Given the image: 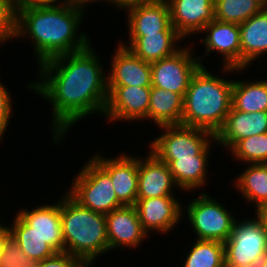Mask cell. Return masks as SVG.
Segmentation results:
<instances>
[{
  "label": "cell",
  "mask_w": 267,
  "mask_h": 267,
  "mask_svg": "<svg viewBox=\"0 0 267 267\" xmlns=\"http://www.w3.org/2000/svg\"><path fill=\"white\" fill-rule=\"evenodd\" d=\"M145 159L138 157L137 199L174 196L171 189L177 187V184L168 165L151 151Z\"/></svg>",
  "instance_id": "e0dca14e"
},
{
  "label": "cell",
  "mask_w": 267,
  "mask_h": 267,
  "mask_svg": "<svg viewBox=\"0 0 267 267\" xmlns=\"http://www.w3.org/2000/svg\"><path fill=\"white\" fill-rule=\"evenodd\" d=\"M230 151L248 164L267 163V132L239 140Z\"/></svg>",
  "instance_id": "f546056e"
},
{
  "label": "cell",
  "mask_w": 267,
  "mask_h": 267,
  "mask_svg": "<svg viewBox=\"0 0 267 267\" xmlns=\"http://www.w3.org/2000/svg\"><path fill=\"white\" fill-rule=\"evenodd\" d=\"M197 197L186 207L188 220L196 232L197 239L224 243L231 235L236 218L207 193Z\"/></svg>",
  "instance_id": "ba28073f"
},
{
  "label": "cell",
  "mask_w": 267,
  "mask_h": 267,
  "mask_svg": "<svg viewBox=\"0 0 267 267\" xmlns=\"http://www.w3.org/2000/svg\"><path fill=\"white\" fill-rule=\"evenodd\" d=\"M72 1H74L77 5H79L81 8H84L85 9V5L87 4L88 5V3H93L94 1L96 2V1H100V0H72ZM102 1H104V0H102ZM105 1H107L108 3L110 2V3H113L114 4V6L116 5L117 6V1L118 0H105Z\"/></svg>",
  "instance_id": "ab89813d"
},
{
  "label": "cell",
  "mask_w": 267,
  "mask_h": 267,
  "mask_svg": "<svg viewBox=\"0 0 267 267\" xmlns=\"http://www.w3.org/2000/svg\"><path fill=\"white\" fill-rule=\"evenodd\" d=\"M165 133L150 142V150L160 160L209 156L215 135L208 130L183 124L162 126Z\"/></svg>",
  "instance_id": "8992f818"
},
{
  "label": "cell",
  "mask_w": 267,
  "mask_h": 267,
  "mask_svg": "<svg viewBox=\"0 0 267 267\" xmlns=\"http://www.w3.org/2000/svg\"><path fill=\"white\" fill-rule=\"evenodd\" d=\"M263 8L264 6L258 0H215L214 19L242 24Z\"/></svg>",
  "instance_id": "f1b7e54d"
},
{
  "label": "cell",
  "mask_w": 267,
  "mask_h": 267,
  "mask_svg": "<svg viewBox=\"0 0 267 267\" xmlns=\"http://www.w3.org/2000/svg\"><path fill=\"white\" fill-rule=\"evenodd\" d=\"M105 216L109 251L122 246L134 248L146 240L148 234L140 223L135 205H124Z\"/></svg>",
  "instance_id": "4fadbf2b"
},
{
  "label": "cell",
  "mask_w": 267,
  "mask_h": 267,
  "mask_svg": "<svg viewBox=\"0 0 267 267\" xmlns=\"http://www.w3.org/2000/svg\"><path fill=\"white\" fill-rule=\"evenodd\" d=\"M161 0H118L117 1V8H125L127 9L130 6L138 5V4H150L155 3Z\"/></svg>",
  "instance_id": "d590c367"
},
{
  "label": "cell",
  "mask_w": 267,
  "mask_h": 267,
  "mask_svg": "<svg viewBox=\"0 0 267 267\" xmlns=\"http://www.w3.org/2000/svg\"><path fill=\"white\" fill-rule=\"evenodd\" d=\"M256 215H257L256 217H258L262 222L267 236V206L258 209L256 211Z\"/></svg>",
  "instance_id": "74e56055"
},
{
  "label": "cell",
  "mask_w": 267,
  "mask_h": 267,
  "mask_svg": "<svg viewBox=\"0 0 267 267\" xmlns=\"http://www.w3.org/2000/svg\"><path fill=\"white\" fill-rule=\"evenodd\" d=\"M267 132V111L245 113L231 107L215 143L229 150L241 139Z\"/></svg>",
  "instance_id": "ac0fdd59"
},
{
  "label": "cell",
  "mask_w": 267,
  "mask_h": 267,
  "mask_svg": "<svg viewBox=\"0 0 267 267\" xmlns=\"http://www.w3.org/2000/svg\"><path fill=\"white\" fill-rule=\"evenodd\" d=\"M129 45L121 44L145 62L153 63L173 55L180 48L175 47L183 38L170 24L163 32L147 36H129Z\"/></svg>",
  "instance_id": "44dd1931"
},
{
  "label": "cell",
  "mask_w": 267,
  "mask_h": 267,
  "mask_svg": "<svg viewBox=\"0 0 267 267\" xmlns=\"http://www.w3.org/2000/svg\"><path fill=\"white\" fill-rule=\"evenodd\" d=\"M183 267H224V243L215 240L196 239Z\"/></svg>",
  "instance_id": "83f0119b"
},
{
  "label": "cell",
  "mask_w": 267,
  "mask_h": 267,
  "mask_svg": "<svg viewBox=\"0 0 267 267\" xmlns=\"http://www.w3.org/2000/svg\"><path fill=\"white\" fill-rule=\"evenodd\" d=\"M224 246L225 265L256 267L267 254V236L260 219L236 220Z\"/></svg>",
  "instance_id": "52a82bcc"
},
{
  "label": "cell",
  "mask_w": 267,
  "mask_h": 267,
  "mask_svg": "<svg viewBox=\"0 0 267 267\" xmlns=\"http://www.w3.org/2000/svg\"><path fill=\"white\" fill-rule=\"evenodd\" d=\"M121 154L106 159L99 154L94 159L109 173L114 191L123 205H135L138 193V158Z\"/></svg>",
  "instance_id": "2e32d148"
},
{
  "label": "cell",
  "mask_w": 267,
  "mask_h": 267,
  "mask_svg": "<svg viewBox=\"0 0 267 267\" xmlns=\"http://www.w3.org/2000/svg\"><path fill=\"white\" fill-rule=\"evenodd\" d=\"M232 107L245 113L267 111V80L234 81Z\"/></svg>",
  "instance_id": "d4e9b609"
},
{
  "label": "cell",
  "mask_w": 267,
  "mask_h": 267,
  "mask_svg": "<svg viewBox=\"0 0 267 267\" xmlns=\"http://www.w3.org/2000/svg\"><path fill=\"white\" fill-rule=\"evenodd\" d=\"M85 265L83 261L66 252H56L53 256L37 262L36 267H84Z\"/></svg>",
  "instance_id": "d6a6232c"
},
{
  "label": "cell",
  "mask_w": 267,
  "mask_h": 267,
  "mask_svg": "<svg viewBox=\"0 0 267 267\" xmlns=\"http://www.w3.org/2000/svg\"><path fill=\"white\" fill-rule=\"evenodd\" d=\"M256 267H267V254L259 261Z\"/></svg>",
  "instance_id": "60d3db41"
},
{
  "label": "cell",
  "mask_w": 267,
  "mask_h": 267,
  "mask_svg": "<svg viewBox=\"0 0 267 267\" xmlns=\"http://www.w3.org/2000/svg\"><path fill=\"white\" fill-rule=\"evenodd\" d=\"M202 31L207 34L202 40L206 46L205 56L213 50L220 52L224 58L223 72L242 71L239 24L214 19Z\"/></svg>",
  "instance_id": "8fae6325"
},
{
  "label": "cell",
  "mask_w": 267,
  "mask_h": 267,
  "mask_svg": "<svg viewBox=\"0 0 267 267\" xmlns=\"http://www.w3.org/2000/svg\"><path fill=\"white\" fill-rule=\"evenodd\" d=\"M234 184L246 202L256 203V211L267 206V163L250 164Z\"/></svg>",
  "instance_id": "484cf974"
},
{
  "label": "cell",
  "mask_w": 267,
  "mask_h": 267,
  "mask_svg": "<svg viewBox=\"0 0 267 267\" xmlns=\"http://www.w3.org/2000/svg\"><path fill=\"white\" fill-rule=\"evenodd\" d=\"M84 10L72 0L61 5L32 6L17 18L16 38H32L39 65L85 49L90 39L85 33H77Z\"/></svg>",
  "instance_id": "7a4b0ae2"
},
{
  "label": "cell",
  "mask_w": 267,
  "mask_h": 267,
  "mask_svg": "<svg viewBox=\"0 0 267 267\" xmlns=\"http://www.w3.org/2000/svg\"><path fill=\"white\" fill-rule=\"evenodd\" d=\"M151 87H108V100L103 115L110 121L145 120L148 115Z\"/></svg>",
  "instance_id": "30bf717a"
},
{
  "label": "cell",
  "mask_w": 267,
  "mask_h": 267,
  "mask_svg": "<svg viewBox=\"0 0 267 267\" xmlns=\"http://www.w3.org/2000/svg\"><path fill=\"white\" fill-rule=\"evenodd\" d=\"M264 7H267V0H258Z\"/></svg>",
  "instance_id": "b9f144b4"
},
{
  "label": "cell",
  "mask_w": 267,
  "mask_h": 267,
  "mask_svg": "<svg viewBox=\"0 0 267 267\" xmlns=\"http://www.w3.org/2000/svg\"><path fill=\"white\" fill-rule=\"evenodd\" d=\"M7 88L0 81V141L5 134L12 112V99Z\"/></svg>",
  "instance_id": "836d02e7"
},
{
  "label": "cell",
  "mask_w": 267,
  "mask_h": 267,
  "mask_svg": "<svg viewBox=\"0 0 267 267\" xmlns=\"http://www.w3.org/2000/svg\"><path fill=\"white\" fill-rule=\"evenodd\" d=\"M17 214L56 252H64L60 199L55 205H41L31 211L23 208Z\"/></svg>",
  "instance_id": "d6986e66"
},
{
  "label": "cell",
  "mask_w": 267,
  "mask_h": 267,
  "mask_svg": "<svg viewBox=\"0 0 267 267\" xmlns=\"http://www.w3.org/2000/svg\"><path fill=\"white\" fill-rule=\"evenodd\" d=\"M129 36H147L163 32L170 24V11L166 0L128 7Z\"/></svg>",
  "instance_id": "ffe728a7"
},
{
  "label": "cell",
  "mask_w": 267,
  "mask_h": 267,
  "mask_svg": "<svg viewBox=\"0 0 267 267\" xmlns=\"http://www.w3.org/2000/svg\"><path fill=\"white\" fill-rule=\"evenodd\" d=\"M180 202L174 196L137 199L135 207L144 231L165 234L172 230L183 215Z\"/></svg>",
  "instance_id": "7c38bea8"
},
{
  "label": "cell",
  "mask_w": 267,
  "mask_h": 267,
  "mask_svg": "<svg viewBox=\"0 0 267 267\" xmlns=\"http://www.w3.org/2000/svg\"><path fill=\"white\" fill-rule=\"evenodd\" d=\"M171 25L182 37L202 32L214 20L215 0H166Z\"/></svg>",
  "instance_id": "9a60e30c"
},
{
  "label": "cell",
  "mask_w": 267,
  "mask_h": 267,
  "mask_svg": "<svg viewBox=\"0 0 267 267\" xmlns=\"http://www.w3.org/2000/svg\"><path fill=\"white\" fill-rule=\"evenodd\" d=\"M98 58L90 44L80 51L52 58L39 65L38 72L44 80L27 86L52 103L53 142L62 141L69 127L83 117L95 112L104 114L107 75Z\"/></svg>",
  "instance_id": "6da1fadb"
},
{
  "label": "cell",
  "mask_w": 267,
  "mask_h": 267,
  "mask_svg": "<svg viewBox=\"0 0 267 267\" xmlns=\"http://www.w3.org/2000/svg\"><path fill=\"white\" fill-rule=\"evenodd\" d=\"M233 83L234 80L214 76L204 65L200 66L183 97L181 124L202 128L216 135L232 107Z\"/></svg>",
  "instance_id": "3957f363"
},
{
  "label": "cell",
  "mask_w": 267,
  "mask_h": 267,
  "mask_svg": "<svg viewBox=\"0 0 267 267\" xmlns=\"http://www.w3.org/2000/svg\"><path fill=\"white\" fill-rule=\"evenodd\" d=\"M37 262L29 258L14 238L10 237L0 256V267H36Z\"/></svg>",
  "instance_id": "4dcf8cb0"
},
{
  "label": "cell",
  "mask_w": 267,
  "mask_h": 267,
  "mask_svg": "<svg viewBox=\"0 0 267 267\" xmlns=\"http://www.w3.org/2000/svg\"><path fill=\"white\" fill-rule=\"evenodd\" d=\"M197 58V59H196ZM190 48L183 47L169 57L150 63L152 86L181 94L183 97L193 74L203 64Z\"/></svg>",
  "instance_id": "9c48e42d"
},
{
  "label": "cell",
  "mask_w": 267,
  "mask_h": 267,
  "mask_svg": "<svg viewBox=\"0 0 267 267\" xmlns=\"http://www.w3.org/2000/svg\"><path fill=\"white\" fill-rule=\"evenodd\" d=\"M61 222L64 252L93 265L109 251L106 216L82 206L67 192L61 199Z\"/></svg>",
  "instance_id": "277c9868"
},
{
  "label": "cell",
  "mask_w": 267,
  "mask_h": 267,
  "mask_svg": "<svg viewBox=\"0 0 267 267\" xmlns=\"http://www.w3.org/2000/svg\"><path fill=\"white\" fill-rule=\"evenodd\" d=\"M11 237L18 243L23 252L36 262L53 256L56 251L29 226L18 214L11 224Z\"/></svg>",
  "instance_id": "4316f807"
},
{
  "label": "cell",
  "mask_w": 267,
  "mask_h": 267,
  "mask_svg": "<svg viewBox=\"0 0 267 267\" xmlns=\"http://www.w3.org/2000/svg\"><path fill=\"white\" fill-rule=\"evenodd\" d=\"M241 69L245 70L257 57L267 53V7L239 24Z\"/></svg>",
  "instance_id": "7402d4cb"
},
{
  "label": "cell",
  "mask_w": 267,
  "mask_h": 267,
  "mask_svg": "<svg viewBox=\"0 0 267 267\" xmlns=\"http://www.w3.org/2000/svg\"><path fill=\"white\" fill-rule=\"evenodd\" d=\"M16 21L17 18L0 0V44L16 37Z\"/></svg>",
  "instance_id": "1f68e13d"
},
{
  "label": "cell",
  "mask_w": 267,
  "mask_h": 267,
  "mask_svg": "<svg viewBox=\"0 0 267 267\" xmlns=\"http://www.w3.org/2000/svg\"><path fill=\"white\" fill-rule=\"evenodd\" d=\"M11 237V228H8L7 226H4L0 223V256L2 252L4 251V247L7 243V241Z\"/></svg>",
  "instance_id": "8d00e7d4"
},
{
  "label": "cell",
  "mask_w": 267,
  "mask_h": 267,
  "mask_svg": "<svg viewBox=\"0 0 267 267\" xmlns=\"http://www.w3.org/2000/svg\"><path fill=\"white\" fill-rule=\"evenodd\" d=\"M30 1H31L33 6H39V5H55V3H56V5H57V3H58V5H59V3L61 5V4H64L70 0H63L62 2H60V0H30Z\"/></svg>",
  "instance_id": "f35d334b"
},
{
  "label": "cell",
  "mask_w": 267,
  "mask_h": 267,
  "mask_svg": "<svg viewBox=\"0 0 267 267\" xmlns=\"http://www.w3.org/2000/svg\"><path fill=\"white\" fill-rule=\"evenodd\" d=\"M208 156H193L192 158L177 160H161L165 162L178 188L192 191L207 182Z\"/></svg>",
  "instance_id": "cb8c5ba5"
},
{
  "label": "cell",
  "mask_w": 267,
  "mask_h": 267,
  "mask_svg": "<svg viewBox=\"0 0 267 267\" xmlns=\"http://www.w3.org/2000/svg\"><path fill=\"white\" fill-rule=\"evenodd\" d=\"M73 181L68 193L94 212L106 215L124 206L116 196L109 173L93 157L88 159Z\"/></svg>",
  "instance_id": "5b68a950"
},
{
  "label": "cell",
  "mask_w": 267,
  "mask_h": 267,
  "mask_svg": "<svg viewBox=\"0 0 267 267\" xmlns=\"http://www.w3.org/2000/svg\"><path fill=\"white\" fill-rule=\"evenodd\" d=\"M4 3V6L18 18L24 11L32 7L30 0H1Z\"/></svg>",
  "instance_id": "e575fe53"
},
{
  "label": "cell",
  "mask_w": 267,
  "mask_h": 267,
  "mask_svg": "<svg viewBox=\"0 0 267 267\" xmlns=\"http://www.w3.org/2000/svg\"><path fill=\"white\" fill-rule=\"evenodd\" d=\"M111 64V72L107 74L108 87L152 86L150 63L137 57L120 42L115 49Z\"/></svg>",
  "instance_id": "5bb4252c"
},
{
  "label": "cell",
  "mask_w": 267,
  "mask_h": 267,
  "mask_svg": "<svg viewBox=\"0 0 267 267\" xmlns=\"http://www.w3.org/2000/svg\"><path fill=\"white\" fill-rule=\"evenodd\" d=\"M183 102L181 94L151 86L146 119H152L159 127L181 124Z\"/></svg>",
  "instance_id": "603a6c76"
}]
</instances>
